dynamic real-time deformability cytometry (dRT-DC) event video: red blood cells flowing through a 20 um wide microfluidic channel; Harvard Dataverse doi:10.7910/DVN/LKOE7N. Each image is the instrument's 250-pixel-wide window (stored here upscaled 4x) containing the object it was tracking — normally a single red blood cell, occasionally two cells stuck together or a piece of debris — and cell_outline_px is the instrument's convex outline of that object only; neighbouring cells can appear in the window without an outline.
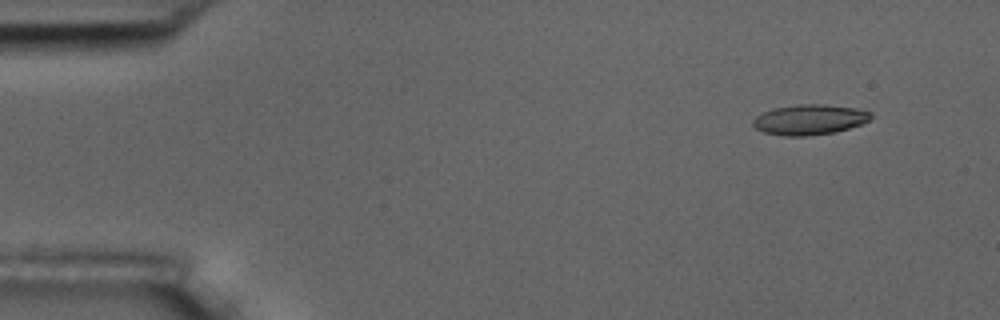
{"species": "common noctule bat (a hibernating species)", "species_latin": "Nyctalus noctula", "temperature_condition": "room temperature", "stored_images_in_passage": 13, "camera_frame_rate_fps": 3000, "um_per_image_px": 0.085, "animal": {"sex": "male", "body_mass_g": 17.5, "forearm_length_mm": 52.3}, "frame": {"image": 1, "passage_image": 1, "time_ms": 0.0, "image_size_px": [1000, 320], "cell_outline_px": [[872, 116], [868, 120], [860, 124], [836, 132], [808, 136], [784, 136], [764, 132], [756, 128], [752, 124], [752, 120], [756, 116], [772, 108], [800, 104], [824, 104], [856, 108], [872, 112]], "centroid_in_image_um": [68.8, 10.16], "position_along_channel_um": 16.2, "area_um2": 20.81}}
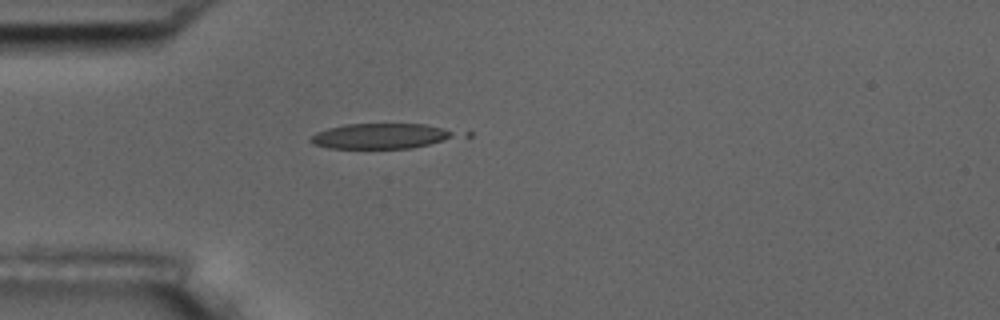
{"frame": {"image": 2, "passage_image": 12, "time_ms": 3.667, "image_size_px": [1000, 320], "cell_outline_px": [[452, 136], [444, 140], [412, 148], [328, 148], [312, 144], [308, 140], [316, 132], [328, 128], [344, 124], [424, 124], [440, 128], [452, 132]], "centroid_in_image_um": [32.22, 11.57], "position_along_channel_um": 52.8, "area_um2": 20.87}}